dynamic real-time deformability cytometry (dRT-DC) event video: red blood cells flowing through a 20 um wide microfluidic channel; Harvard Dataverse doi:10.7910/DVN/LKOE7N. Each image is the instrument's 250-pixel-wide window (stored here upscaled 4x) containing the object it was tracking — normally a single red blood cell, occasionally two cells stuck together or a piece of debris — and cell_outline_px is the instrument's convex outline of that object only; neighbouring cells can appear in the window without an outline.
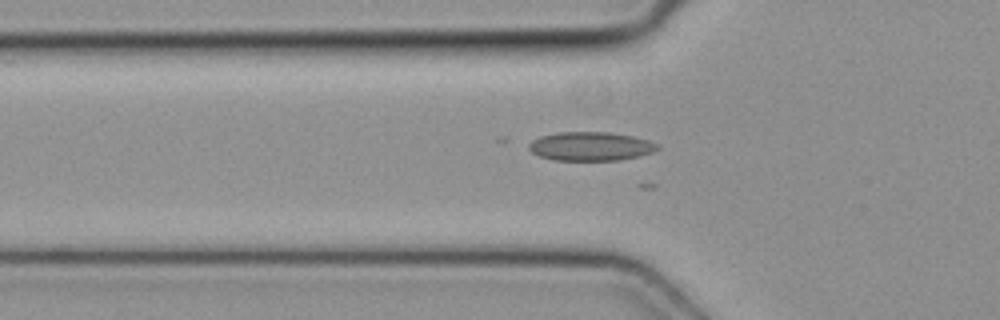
{"species": "common noctule bat (a hibernating species)", "species_latin": "Nyctalus noctula", "temperature_condition": "cold", "stored_images_in_passage": 21, "camera_frame_rate_fps": 3000, "um_per_image_px": 0.085, "animal": {"sex": "female", "body_mass_g": 19.3, "forearm_length_mm": 54.1}, "frame": {"image": 1, "passage_image": 9, "time_ms": 2.667, "image_size_px": [1000, 320], "cell_outline_px": [[660, 148], [652, 152], [640, 156], [620, 160], [552, 160], [540, 156], [532, 152], [528, 148], [528, 144], [532, 140], [540, 136], [560, 132], [608, 132], [632, 136], [648, 140], [656, 144]], "centroid_in_image_um": [50.19, 12.44], "position_along_channel_um": 75.6, "area_um2": 21.56}}
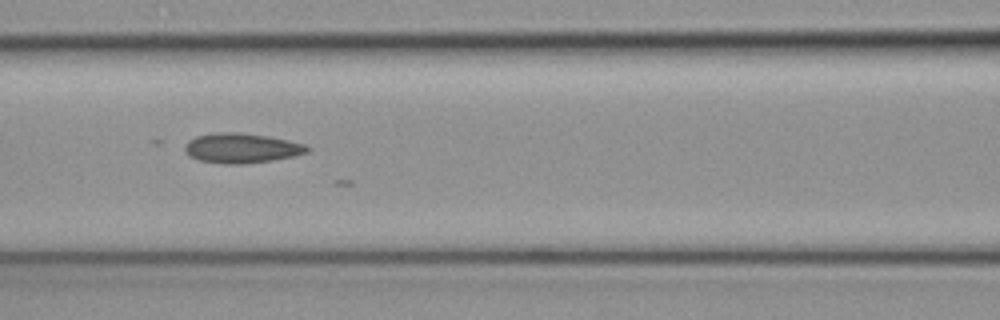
{"frame": {"image": 2, "passage_image": 14, "time_ms": 4.333, "image_size_px": [1000, 320], "cell_outline_px": [[312, 148], [308, 152], [292, 156], [272, 160], [240, 164], [224, 164], [200, 160], [188, 156], [184, 148], [184, 144], [188, 140], [196, 136], [220, 132], [236, 132], [268, 136], [288, 140], [304, 144]], "centroid_in_image_um": [20.51, 12.58], "position_along_channel_um": 146.1, "area_um2": 21.21}}